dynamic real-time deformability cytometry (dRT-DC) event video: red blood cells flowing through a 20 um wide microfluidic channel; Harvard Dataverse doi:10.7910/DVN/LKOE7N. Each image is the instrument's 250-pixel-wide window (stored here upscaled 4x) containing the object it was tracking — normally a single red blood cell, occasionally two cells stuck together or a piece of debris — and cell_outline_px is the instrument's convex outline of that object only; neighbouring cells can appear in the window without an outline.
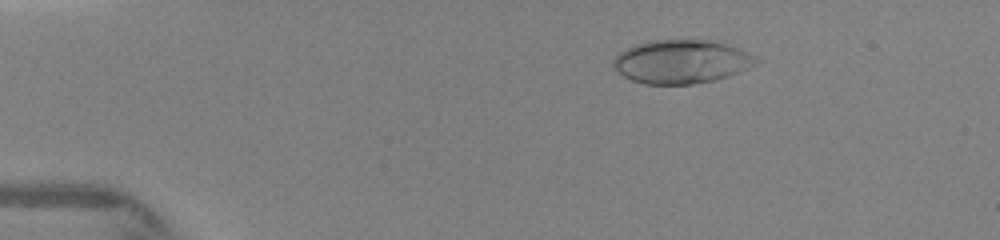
{"species": "human", "species_latin": "Homo sapiens", "temperature_condition": "warm", "stored_images_in_passage": 5, "camera_frame_rate_fps": 3000, "um_per_image_px": 0.085, "donor": {"sex": "female"}, "frame": {"image": 1, "passage_image": 3, "time_ms": 2.0, "image_size_px": [1000, 240], "cell_outline_px": [[760, 60], [748, 68], [728, 76], [716, 80], [692, 84], [644, 84], [632, 80], [616, 72], [612, 68], [612, 60], [620, 52], [636, 44], [648, 40], [708, 40], [724, 44], [748, 52]], "centroid_in_image_um": [57.87, 5.25], "position_along_channel_um": 27.1, "area_um2": 36.18}}